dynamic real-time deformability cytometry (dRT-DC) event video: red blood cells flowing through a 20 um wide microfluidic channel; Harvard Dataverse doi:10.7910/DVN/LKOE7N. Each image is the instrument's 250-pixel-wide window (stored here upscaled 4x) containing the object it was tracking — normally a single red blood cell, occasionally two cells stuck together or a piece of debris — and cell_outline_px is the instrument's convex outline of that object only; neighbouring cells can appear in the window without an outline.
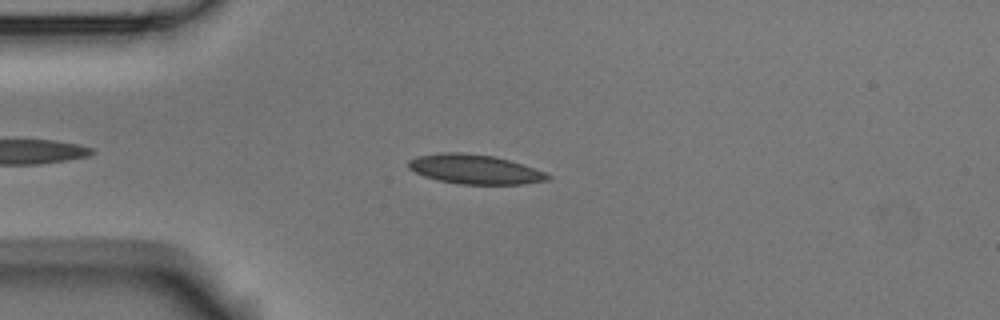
{"species": "Egyptian fruit bat (a non-hibernating species)", "species_latin": "Rousettus aegyptiacus", "temperature_condition": "room temperature", "stored_images_in_passage": 42, "camera_frame_rate_fps": 3000, "um_per_image_px": 0.085, "animal": {"sex": "male"}, "frame": {"image": 1, "passage_image": 8, "time_ms": 2.333, "image_size_px": [1000, 320], "cell_outline_px": [[552, 176], [548, 180], [524, 184], [460, 184], [436, 180], [424, 176], [408, 168], [408, 160], [416, 156], [444, 152], [460, 152], [496, 156], [544, 172]], "centroid_in_image_um": [40.32, 14.39], "position_along_channel_um": 44.7, "area_um2": 23.81}}
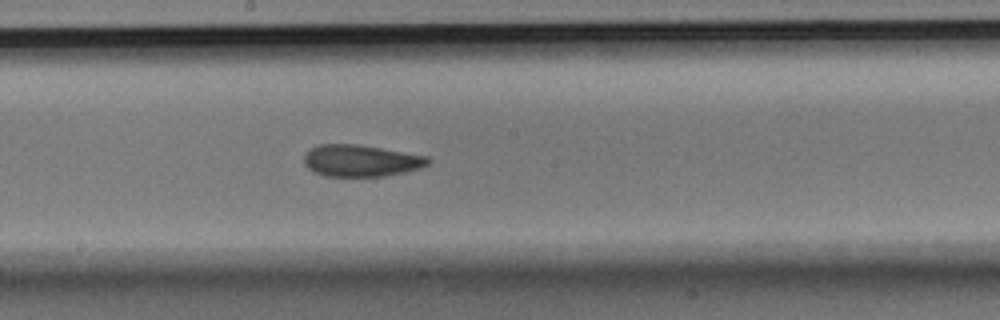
{"frame": {"image": 2, "passage_image": 24, "time_ms": 7.667, "image_size_px": [1000, 320], "cell_outline_px": [[432, 160], [428, 164], [420, 168], [404, 172], [384, 176], [324, 176], [312, 172], [304, 164], [304, 156], [312, 148], [320, 144], [356, 144], [428, 156]], "centroid_in_image_um": [30.67, 13.66], "position_along_channel_um": 217.5, "area_um2": 22.89}}
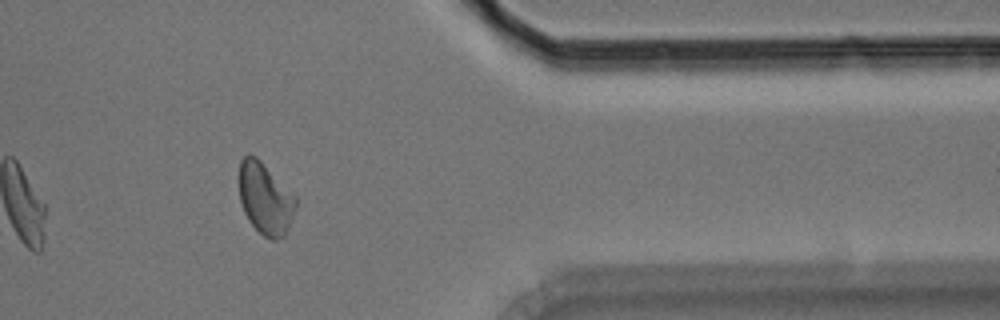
{"frame": {"image": 3, "passage_image": 40, "time_ms": 13.0, "image_size_px": [1000, 320], "cell_outline_px": [[296, 208], [288, 228], [284, 236], [276, 240], [272, 240], [264, 236], [248, 220], [244, 212], [240, 200], [236, 180], [236, 176], [240, 160], [248, 152], [256, 156], [296, 196]], "centroid_in_image_um": [22.49, 16.82], "position_along_channel_um": 388.9, "area_um2": 24.16}, "authors_computed_cell_mechanics": {"area_um2": 23.1489, "velocity_mm_per_s": 3.5665, "shape_relaxation_time_tau1_ms": 7.7064, "shape_relaxation_time_tau2_ms": 3.736, "deformation_change_tau1": 0.1386, "deformation_change_tau2": 0.0942}}